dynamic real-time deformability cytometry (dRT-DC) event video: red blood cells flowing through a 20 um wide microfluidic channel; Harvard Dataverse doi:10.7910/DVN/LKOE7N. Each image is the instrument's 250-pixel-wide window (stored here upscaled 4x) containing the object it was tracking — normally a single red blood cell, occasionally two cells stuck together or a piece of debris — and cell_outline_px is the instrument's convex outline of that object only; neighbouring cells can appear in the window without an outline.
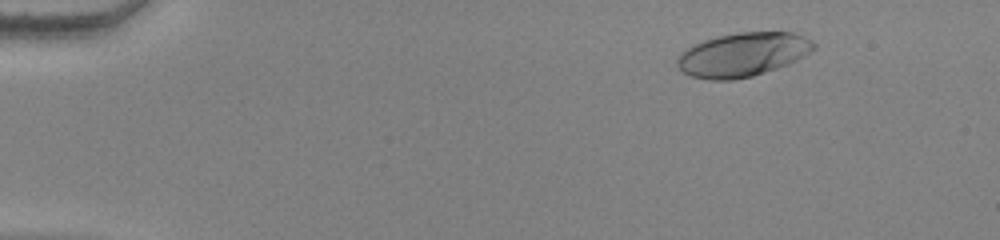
{"species": "human", "species_latin": "Homo sapiens", "temperature_condition": "warm", "stored_images_in_passage": 54, "camera_frame_rate_fps": 3000, "um_per_image_px": 0.085, "donor": {"sex": "female"}, "frame": {"image": 1, "passage_image": 7, "time_ms": 2.0, "image_size_px": [1000, 240], "cell_outline_px": [[816, 48], [796, 60], [788, 64], [752, 76], [732, 80], [708, 80], [692, 76], [684, 72], [676, 64], [676, 60], [688, 48], [704, 40], [720, 36], [740, 32], [792, 32], [804, 36], [812, 40], [816, 44]], "centroid_in_image_um": [63.17, 4.64], "position_along_channel_um": 21.8, "area_um2": 34.51}}
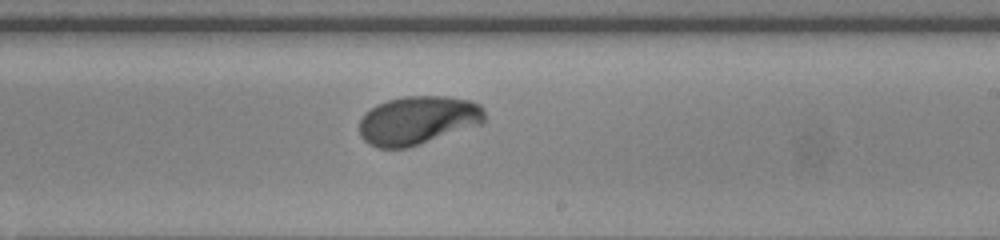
{"frame": {"image": 2, "passage_image": 34, "time_ms": 11.0, "image_size_px": [1000, 240], "cell_outline_px": [[484, 120], [480, 124], [408, 148], [376, 148], [368, 144], [360, 136], [360, 120], [376, 104], [388, 100], [404, 96], [448, 96], [468, 100], [480, 104], [484, 108]], "centroid_in_image_um": [35.51, 10.23], "position_along_channel_um": 253.5, "area_um2": 35.32}}
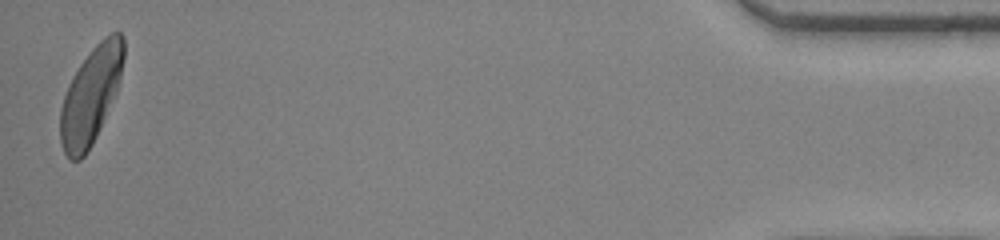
{"frame": {"image": 3, "passage_image": 54, "time_ms": 17.667, "image_size_px": [1000, 240], "cell_outline_px": [[124, 56], [120, 80], [116, 92], [100, 128], [92, 144], [84, 156], [80, 160], [68, 160], [64, 152], [60, 140], [60, 108], [68, 84], [72, 76], [80, 64], [92, 48], [104, 36], [112, 32], [120, 32], [124, 36]], "centroid_in_image_um": [7.71, 8.1], "position_along_channel_um": 427.5, "area_um2": 35.66}, "authors_computed_cell_mechanics": {"area_um2": 34.7956, "velocity_mm_per_s": 3.8224, "shape_relaxation_time_tau1_ms": 2.501, "shape_relaxation_time_tau2_ms": 1.4, "deformation_change_tau1": 0.1619, "deformation_change_tau2": 0.0556}}